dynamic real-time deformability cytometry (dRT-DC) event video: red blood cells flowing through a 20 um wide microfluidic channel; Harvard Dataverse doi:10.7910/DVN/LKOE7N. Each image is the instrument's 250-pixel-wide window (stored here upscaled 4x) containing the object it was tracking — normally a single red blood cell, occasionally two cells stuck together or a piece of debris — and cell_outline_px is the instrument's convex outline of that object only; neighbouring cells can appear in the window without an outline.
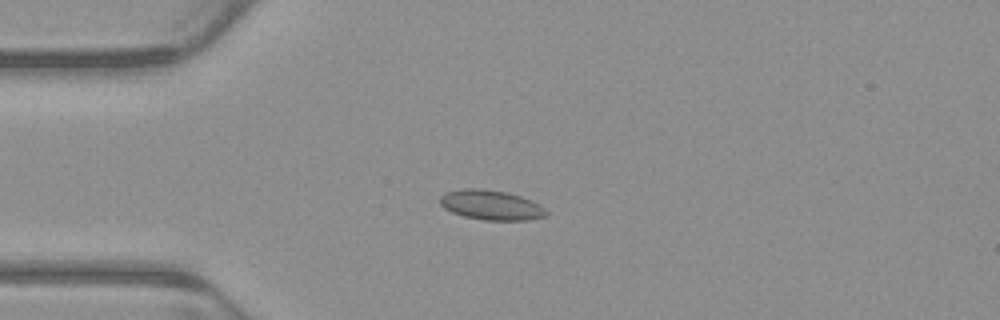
{"species": "common noctule bat (a hibernating species)", "species_latin": "Nyctalus noctula", "temperature_condition": "warm", "stored_images_in_passage": 4, "camera_frame_rate_fps": 3000, "um_per_image_px": 0.085, "animal": {"sex": "male", "body_mass_g": 23.1, "forearm_length_mm": 52.7}, "frame": {"image": 1, "passage_image": 4, "time_ms": 1.0, "image_size_px": [1000, 320], "cell_outline_px": [[548, 212], [544, 216], [528, 220], [484, 220], [464, 216], [452, 212], [444, 208], [440, 204], [440, 196], [444, 192], [460, 188], [480, 188], [508, 192], [532, 200], [540, 204]], "centroid_in_image_um": [41.72, 17.41], "position_along_channel_um": 43.3, "area_um2": 18.61}}